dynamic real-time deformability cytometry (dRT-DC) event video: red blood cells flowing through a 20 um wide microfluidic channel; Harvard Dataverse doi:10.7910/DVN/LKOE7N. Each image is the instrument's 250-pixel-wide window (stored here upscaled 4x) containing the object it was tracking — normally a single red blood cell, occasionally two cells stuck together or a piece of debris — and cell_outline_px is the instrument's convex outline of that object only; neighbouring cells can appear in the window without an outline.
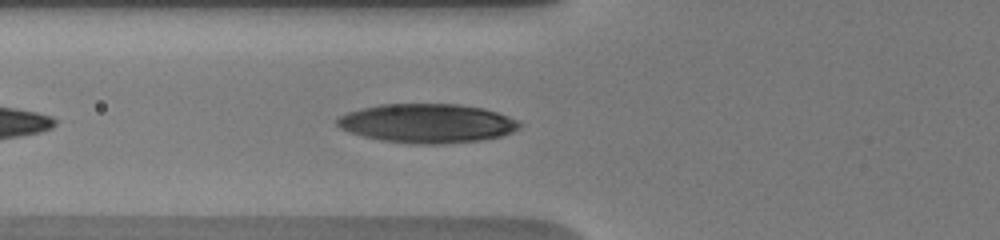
{"species": "human", "species_latin": "Homo sapiens", "temperature_condition": "warm", "stored_images_in_passage": 12, "camera_frame_rate_fps": 3000, "um_per_image_px": 0.085, "donor": {"sex": "male"}, "frame": {"image": 1, "passage_image": 4, "time_ms": 1.0, "image_size_px": [1000, 240], "cell_outline_px": [[520, 128], [512, 132], [500, 136], [484, 140], [444, 144], [412, 144], [380, 140], [348, 132], [340, 128], [336, 124], [336, 120], [340, 116], [348, 112], [380, 104], [456, 104], [484, 108], [508, 116], [516, 120], [520, 124]], "centroid_in_image_um": [36.31, 10.49], "position_along_channel_um": 89.5, "area_um2": 41.56}}
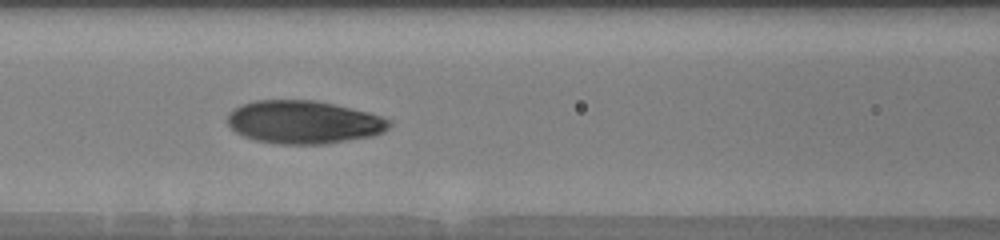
{"frame": {"image": 2, "passage_image": 7, "time_ms": 2.333, "image_size_px": [1000, 240], "cell_outline_px": [[392, 124], [384, 132], [372, 136], [328, 144], [276, 144], [256, 140], [244, 136], [236, 132], [224, 120], [228, 112], [240, 104], [256, 100], [316, 100], [368, 112], [392, 120]], "centroid_in_image_um": [25.79, 10.38], "position_along_channel_um": 140.8, "area_um2": 40.98}}
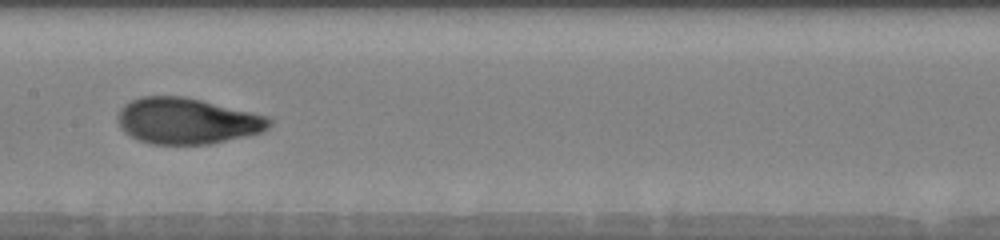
{"frame": {"image": 3, "passage_image": 10, "time_ms": 3.667, "image_size_px": [1000, 240], "cell_outline_px": [[272, 124], [268, 128], [260, 132], [212, 144], [152, 144], [140, 140], [124, 132], [120, 128], [120, 108], [124, 104], [140, 96], [184, 96], [264, 116], [272, 120]], "centroid_in_image_um": [15.87, 10.28], "position_along_channel_um": 191.5, "area_um2": 40.0}}